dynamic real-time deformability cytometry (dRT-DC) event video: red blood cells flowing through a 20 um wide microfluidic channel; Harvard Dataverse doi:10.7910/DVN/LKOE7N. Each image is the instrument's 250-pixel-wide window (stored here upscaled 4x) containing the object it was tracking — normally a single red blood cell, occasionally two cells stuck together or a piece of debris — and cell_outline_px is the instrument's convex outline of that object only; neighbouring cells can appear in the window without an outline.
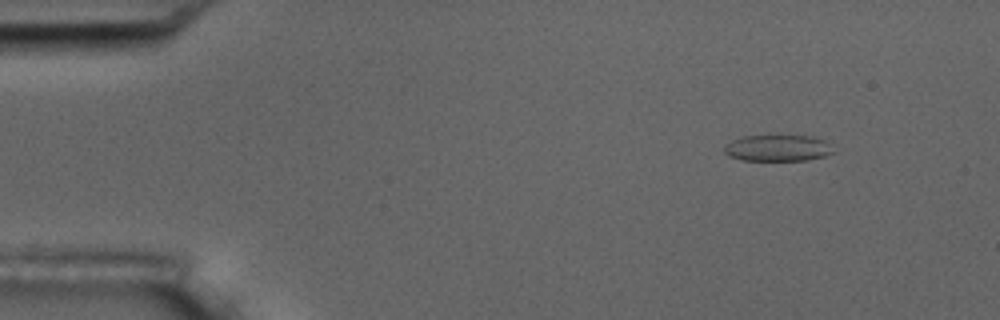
{"species": "common noctule bat (a hibernating species)", "species_latin": "Nyctalus noctula", "temperature_condition": "room temperature", "stored_images_in_passage": 6, "camera_frame_rate_fps": 3000, "um_per_image_px": 0.085, "animal": {"sex": "male", "body_mass_g": 17.5, "forearm_length_mm": 52.3}, "frame": {"image": 1, "passage_image": 2, "time_ms": 0.333, "image_size_px": [1000, 320], "cell_outline_px": [[836, 152], [824, 156], [808, 160], [744, 160], [728, 156], [724, 152], [724, 144], [732, 140], [744, 136], [816, 136], [824, 140]], "centroid_in_image_um": [66.1, 12.58], "position_along_channel_um": 18.9, "area_um2": 16.76}}
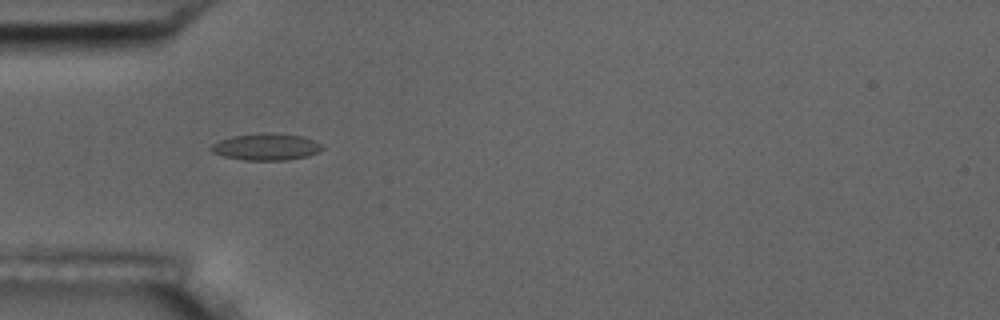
{"frame": {"image": 2, "passage_image": 5, "time_ms": 1.333, "image_size_px": [1000, 320], "cell_outline_px": [[324, 148], [320, 152], [308, 156], [288, 160], [244, 160], [224, 156], [212, 152], [208, 148], [212, 144], [220, 140], [232, 136], [272, 132], [304, 136], [320, 144]], "centroid_in_image_um": [22.64, 12.48], "position_along_channel_um": 62.4, "area_um2": 17.4}}